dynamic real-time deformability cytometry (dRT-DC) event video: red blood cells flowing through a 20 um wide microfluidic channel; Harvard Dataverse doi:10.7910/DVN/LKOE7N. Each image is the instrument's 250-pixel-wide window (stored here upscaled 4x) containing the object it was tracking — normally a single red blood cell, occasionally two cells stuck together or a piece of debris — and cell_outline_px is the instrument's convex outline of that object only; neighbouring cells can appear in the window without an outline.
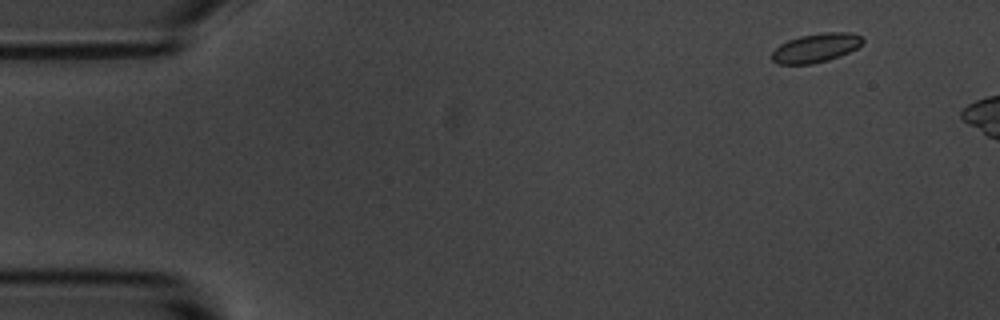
{"species": "common noctule bat (a hibernating species)", "species_latin": "Nyctalus noctula", "temperature_condition": "room temperature", "stored_images_in_passage": 7, "camera_frame_rate_fps": 3000, "um_per_image_px": 0.085, "animal": {"sex": "male", "body_mass_g": 20.1, "forearm_length_mm": 53.5}, "frame": {"image": 1, "passage_image": 1, "time_ms": 0.0, "image_size_px": [1000, 320], "cell_outline_px": [[864, 40], [856, 48], [840, 56], [828, 60], [812, 64], [776, 64], [772, 60], [772, 52], [780, 44], [788, 40], [800, 36], [824, 32], [852, 32], [860, 36]], "centroid_in_image_um": [69.33, 4.07], "position_along_channel_um": 15.7, "area_um2": 15.26}}
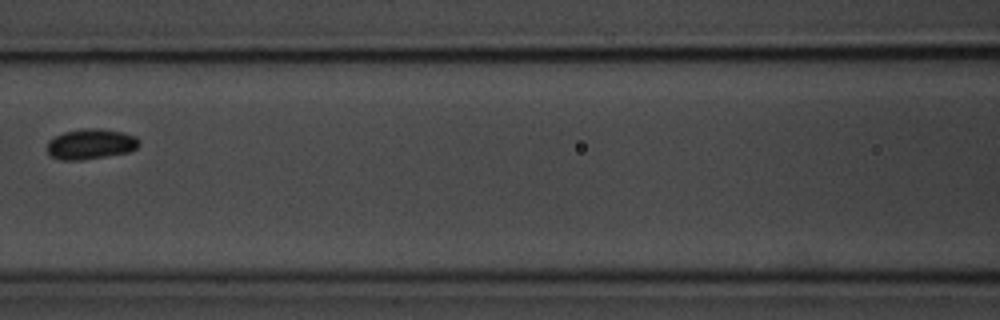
{"frame": {"image": 2, "passage_image": 6, "time_ms": 6.667, "image_size_px": [1000, 320], "cell_outline_px": [[140, 144], [136, 148], [128, 152], [80, 160], [60, 160], [52, 156], [48, 152], [48, 140], [64, 132], [80, 128], [100, 128], [124, 132], [136, 136], [140, 140]], "centroid_in_image_um": [7.73, 12.22], "position_along_channel_um": 158.9, "area_um2": 16.3}}
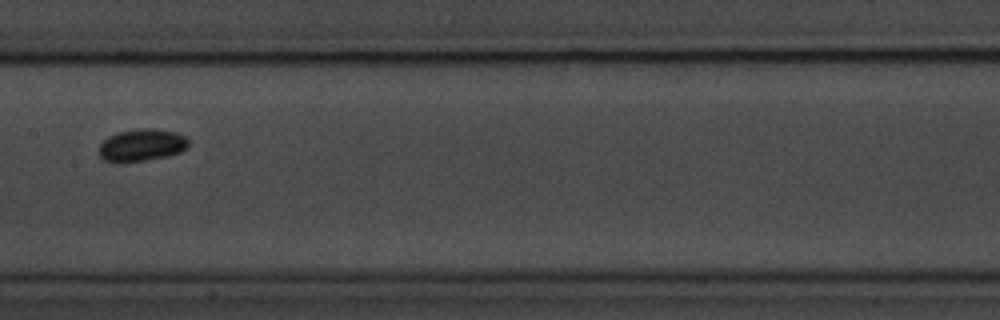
{"frame": {"image": 3, "passage_image": 7, "time_ms": 7.667, "image_size_px": [1000, 320], "cell_outline_px": [[188, 148], [180, 152], [168, 156], [148, 160], [124, 164], [116, 164], [104, 160], [100, 156], [100, 144], [108, 136], [116, 132], [148, 128], [152, 128], [176, 132], [184, 136], [188, 140]], "centroid_in_image_um": [12.03, 12.37], "position_along_channel_um": 195.4, "area_um2": 17.17}}